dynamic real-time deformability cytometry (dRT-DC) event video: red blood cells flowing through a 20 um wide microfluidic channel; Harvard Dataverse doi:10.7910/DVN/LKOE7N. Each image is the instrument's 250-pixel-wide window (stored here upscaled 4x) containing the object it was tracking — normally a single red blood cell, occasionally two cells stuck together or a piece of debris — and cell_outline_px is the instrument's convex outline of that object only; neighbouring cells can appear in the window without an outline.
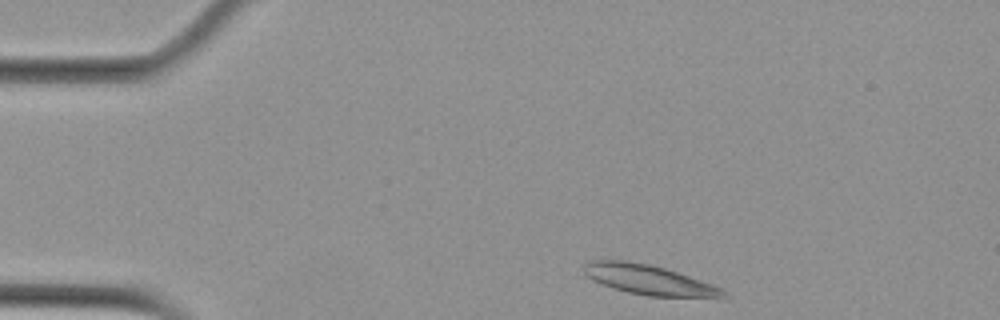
{"species": "Egyptian fruit bat (a non-hibernating species)", "species_latin": "Rousettus aegyptiacus", "temperature_condition": "cold", "stored_images_in_passage": 3, "camera_frame_rate_fps": 3000, "um_per_image_px": 0.085, "animal": {"sex": "female"}, "frame": {"image": 1, "passage_image": 1, "time_ms": 0.0, "image_size_px": [1000, 320], "cell_outline_px": [[728, 296], [648, 296], [628, 292], [612, 288], [592, 280], [584, 272], [584, 264], [588, 260], [628, 260], [648, 264], [664, 268], [712, 284], [728, 292]], "centroid_in_image_um": [55.07, 23.76], "position_along_channel_um": 29.9, "area_um2": 23.76}}